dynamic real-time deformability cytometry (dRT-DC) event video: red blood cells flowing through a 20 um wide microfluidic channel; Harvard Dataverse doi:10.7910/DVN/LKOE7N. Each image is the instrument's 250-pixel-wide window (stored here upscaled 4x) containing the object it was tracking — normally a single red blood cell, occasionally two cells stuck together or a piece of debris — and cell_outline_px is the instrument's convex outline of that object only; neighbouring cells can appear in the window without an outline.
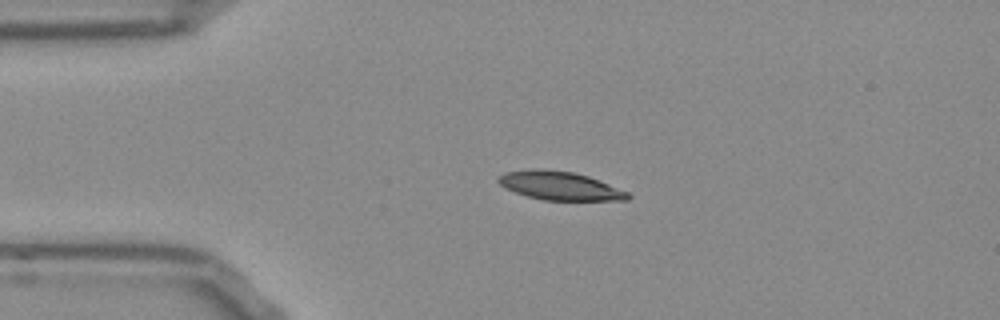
{"species": "Egyptian fruit bat (a non-hibernating species)", "species_latin": "Rousettus aegyptiacus", "temperature_condition": "room temperature", "stored_images_in_passage": 42, "camera_frame_rate_fps": 3000, "um_per_image_px": 0.085, "frame": {"image": 1, "passage_image": 1, "time_ms": 0.0, "image_size_px": [1000, 320], "cell_outline_px": [[632, 196], [628, 200], [544, 200], [528, 196], [516, 192], [500, 184], [496, 180], [504, 172], [528, 168], [544, 168], [576, 172], [600, 180], [628, 192]], "centroid_in_image_um": [47.6, 15.76], "position_along_channel_um": 37.4, "area_um2": 21.68}}
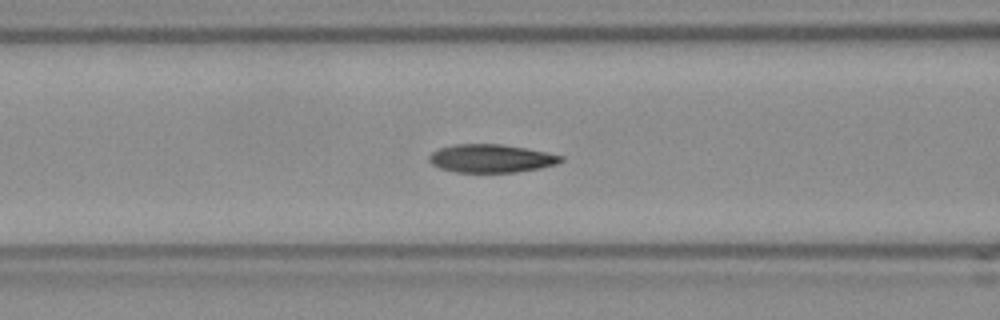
{"frame": {"image": 2, "passage_image": 10, "time_ms": 3.0, "image_size_px": [1000, 320], "cell_outline_px": [[564, 160], [556, 164], [540, 168], [516, 172], [456, 172], [440, 168], [432, 164], [428, 160], [428, 156], [432, 152], [440, 148], [456, 144], [500, 144], [524, 148], [564, 156]], "centroid_in_image_um": [41.73, 13.47], "position_along_channel_um": 124.9, "area_um2": 21.5}}
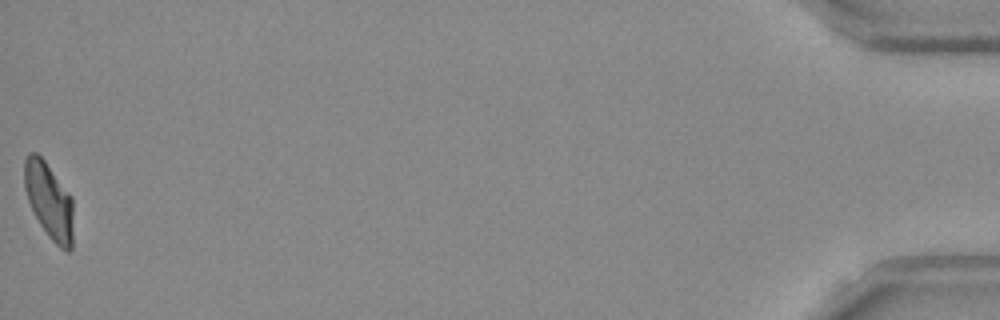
{"frame": {"image": 3, "passage_image": 42, "time_ms": 13.667, "image_size_px": [1000, 320], "cell_outline_px": [[72, 248], [68, 252], [60, 248], [48, 236], [40, 224], [28, 200], [24, 188], [24, 160], [32, 152], [36, 152], [44, 160], [72, 196]], "centroid_in_image_um": [4.17, 17.06], "position_along_channel_um": 431.0, "area_um2": 21.5}, "authors_computed_cell_mechanics": {"area_um2": 21.9351, "velocity_mm_per_s": 3.8514, "shape_relaxation_time_tau1_ms": 5.3019, "shape_relaxation_time_tau2_ms": 1.9976, "deformation_change_tau1": 0.1633, "deformation_change_tau2": 0.0745}}